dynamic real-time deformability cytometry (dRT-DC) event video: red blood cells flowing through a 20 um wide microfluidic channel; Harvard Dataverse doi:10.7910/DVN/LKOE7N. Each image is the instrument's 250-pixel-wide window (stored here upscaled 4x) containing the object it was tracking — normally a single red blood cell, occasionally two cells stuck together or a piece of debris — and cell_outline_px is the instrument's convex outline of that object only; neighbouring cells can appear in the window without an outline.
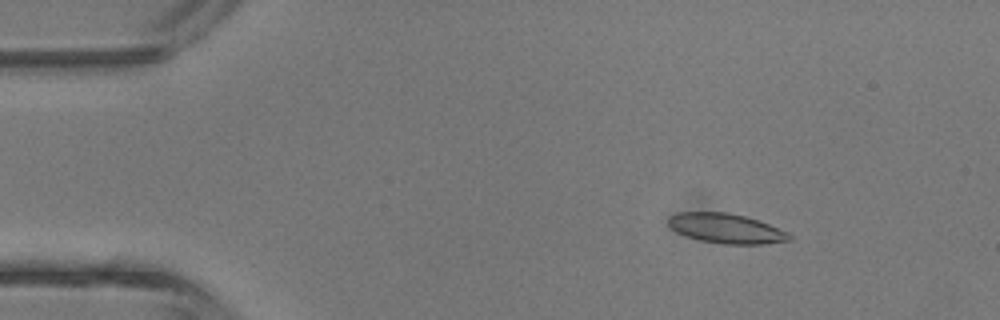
{"species": "common noctule bat (a hibernating species)", "species_latin": "Nyctalus noctula", "temperature_condition": "room temperature", "stored_images_in_passage": 3, "camera_frame_rate_fps": 3000, "um_per_image_px": 0.085, "animal": {"sex": "male", "body_mass_g": 13.3}, "frame": {"image": 1, "passage_image": 2, "time_ms": 1.0, "image_size_px": [1000, 320], "cell_outline_px": [[792, 240], [764, 244], [724, 244], [700, 240], [676, 232], [668, 224], [668, 216], [676, 212], [728, 212], [744, 216], [768, 224], [788, 232], [792, 236]], "centroid_in_image_um": [61.71, 19.41], "position_along_channel_um": 23.3, "area_um2": 20.92}}